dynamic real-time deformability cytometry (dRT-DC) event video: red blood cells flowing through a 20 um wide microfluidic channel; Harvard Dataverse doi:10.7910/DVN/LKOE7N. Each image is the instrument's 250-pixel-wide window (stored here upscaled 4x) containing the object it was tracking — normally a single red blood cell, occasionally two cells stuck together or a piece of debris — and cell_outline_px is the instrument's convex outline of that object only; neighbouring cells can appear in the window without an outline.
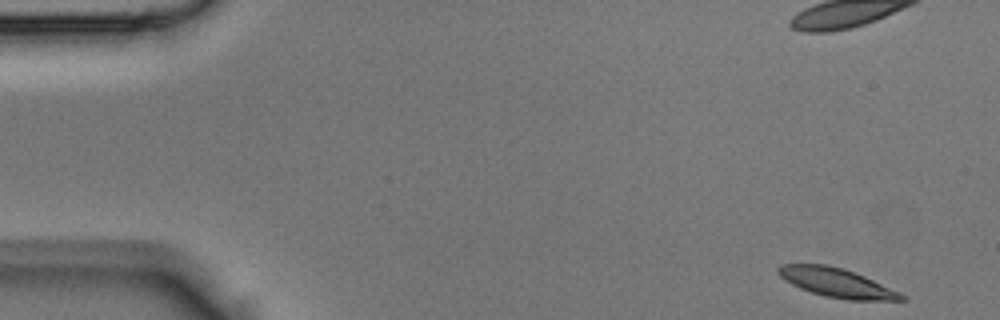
{"species": "Egyptian fruit bat (a non-hibernating species)", "species_latin": "Rousettus aegyptiacus", "temperature_condition": "room temperature", "stored_images_in_passage": 43, "camera_frame_rate_fps": 3000, "um_per_image_px": 0.085, "animal": {"sex": "male"}, "frame": {"image": 1, "passage_image": 1, "time_ms": 0.0, "image_size_px": [1000, 320], "cell_outline_px": [[908, 300], [848, 300], [824, 296], [800, 288], [784, 280], [776, 272], [776, 268], [780, 264], [824, 264], [844, 268], [864, 276], [900, 292], [908, 296]], "centroid_in_image_um": [71.12, 24.03], "position_along_channel_um": 13.9, "area_um2": 20.92}}
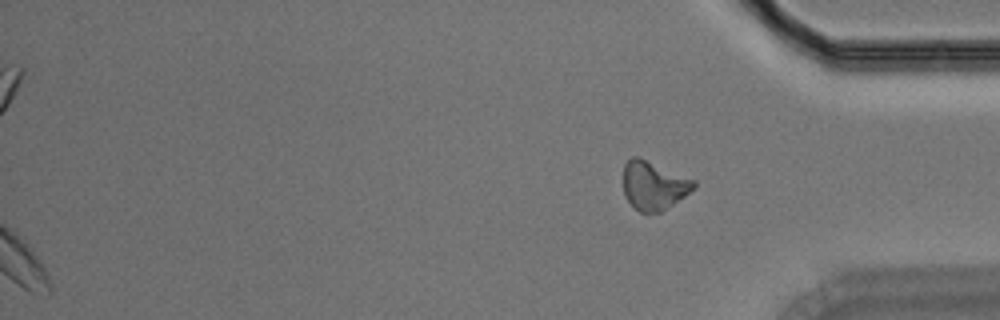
{"frame": {"image": 2, "passage_image": 43, "time_ms": 14.0, "image_size_px": [1000, 320], "cell_outline_px": [[696, 188], [660, 212], [640, 212], [624, 196], [624, 164], [632, 156], [640, 156], [696, 180]], "centroid_in_image_um": [55.58, 15.72], "position_along_channel_um": 379.6, "area_um2": 20.0}}